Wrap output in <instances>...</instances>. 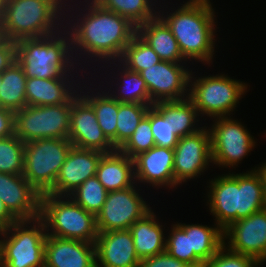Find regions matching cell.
Listing matches in <instances>:
<instances>
[{"instance_id":"obj_13","label":"cell","mask_w":266,"mask_h":267,"mask_svg":"<svg viewBox=\"0 0 266 267\" xmlns=\"http://www.w3.org/2000/svg\"><path fill=\"white\" fill-rule=\"evenodd\" d=\"M183 63L161 60L158 64L140 72L148 88L150 100L155 104L160 101L181 100L189 96V84L192 82V70L184 68ZM186 93V94H185Z\"/></svg>"},{"instance_id":"obj_15","label":"cell","mask_w":266,"mask_h":267,"mask_svg":"<svg viewBox=\"0 0 266 267\" xmlns=\"http://www.w3.org/2000/svg\"><path fill=\"white\" fill-rule=\"evenodd\" d=\"M83 90H79L80 94L78 93L71 103L68 139L74 147L80 149L112 153L116 149L100 128L92 106L82 97Z\"/></svg>"},{"instance_id":"obj_26","label":"cell","mask_w":266,"mask_h":267,"mask_svg":"<svg viewBox=\"0 0 266 267\" xmlns=\"http://www.w3.org/2000/svg\"><path fill=\"white\" fill-rule=\"evenodd\" d=\"M153 106L164 117H170V126L179 138L194 134L202 129V127L195 126V123L199 121L196 119L199 118L197 117L199 114L189 96L181 100L156 102Z\"/></svg>"},{"instance_id":"obj_29","label":"cell","mask_w":266,"mask_h":267,"mask_svg":"<svg viewBox=\"0 0 266 267\" xmlns=\"http://www.w3.org/2000/svg\"><path fill=\"white\" fill-rule=\"evenodd\" d=\"M106 63L107 64L110 63V67L111 64H115V67L118 66L119 68L118 70L121 69L120 74L118 73V76L119 75L121 76L119 77L120 79H118L120 83L117 80L118 84H116V86L119 85L118 87L120 89L118 88L115 91L113 90L112 93L111 92L109 93L114 99H116L120 103H140L146 105L154 104L150 100L145 80L141 77V74L139 72H135L128 69L122 63L120 64V61H118L117 63L118 65L115 63V61H110Z\"/></svg>"},{"instance_id":"obj_24","label":"cell","mask_w":266,"mask_h":267,"mask_svg":"<svg viewBox=\"0 0 266 267\" xmlns=\"http://www.w3.org/2000/svg\"><path fill=\"white\" fill-rule=\"evenodd\" d=\"M137 34L151 46L161 60L174 63L187 61L169 27L158 15L139 25Z\"/></svg>"},{"instance_id":"obj_16","label":"cell","mask_w":266,"mask_h":267,"mask_svg":"<svg viewBox=\"0 0 266 267\" xmlns=\"http://www.w3.org/2000/svg\"><path fill=\"white\" fill-rule=\"evenodd\" d=\"M224 245L233 252L266 261V208L231 223L223 230ZM225 239L230 240L225 243Z\"/></svg>"},{"instance_id":"obj_23","label":"cell","mask_w":266,"mask_h":267,"mask_svg":"<svg viewBox=\"0 0 266 267\" xmlns=\"http://www.w3.org/2000/svg\"><path fill=\"white\" fill-rule=\"evenodd\" d=\"M96 177L108 192L136 185L134 160L119 150L106 153L98 163Z\"/></svg>"},{"instance_id":"obj_14","label":"cell","mask_w":266,"mask_h":267,"mask_svg":"<svg viewBox=\"0 0 266 267\" xmlns=\"http://www.w3.org/2000/svg\"><path fill=\"white\" fill-rule=\"evenodd\" d=\"M175 187L201 175L209 162L212 163L211 137L209 128L181 137L174 147Z\"/></svg>"},{"instance_id":"obj_7","label":"cell","mask_w":266,"mask_h":267,"mask_svg":"<svg viewBox=\"0 0 266 267\" xmlns=\"http://www.w3.org/2000/svg\"><path fill=\"white\" fill-rule=\"evenodd\" d=\"M1 235L4 236L0 240L1 266L44 267V247L47 232L44 222L40 218L19 220L11 224L10 227L0 230Z\"/></svg>"},{"instance_id":"obj_5","label":"cell","mask_w":266,"mask_h":267,"mask_svg":"<svg viewBox=\"0 0 266 267\" xmlns=\"http://www.w3.org/2000/svg\"><path fill=\"white\" fill-rule=\"evenodd\" d=\"M66 27L65 25L62 28L64 31L48 36L26 38L15 42L16 61L27 78L52 79L70 76L71 80L74 78L71 74L75 69L74 64L81 65V63L73 61V54L70 53L71 36Z\"/></svg>"},{"instance_id":"obj_25","label":"cell","mask_w":266,"mask_h":267,"mask_svg":"<svg viewBox=\"0 0 266 267\" xmlns=\"http://www.w3.org/2000/svg\"><path fill=\"white\" fill-rule=\"evenodd\" d=\"M158 222V220L156 221V215L151 210L142 219L137 220L129 229L140 260L165 251L166 239L162 231L163 226Z\"/></svg>"},{"instance_id":"obj_31","label":"cell","mask_w":266,"mask_h":267,"mask_svg":"<svg viewBox=\"0 0 266 267\" xmlns=\"http://www.w3.org/2000/svg\"><path fill=\"white\" fill-rule=\"evenodd\" d=\"M100 7L127 18L133 25H139L155 18L158 14L153 0H93ZM153 2V3H152ZM155 6V9L154 7Z\"/></svg>"},{"instance_id":"obj_39","label":"cell","mask_w":266,"mask_h":267,"mask_svg":"<svg viewBox=\"0 0 266 267\" xmlns=\"http://www.w3.org/2000/svg\"><path fill=\"white\" fill-rule=\"evenodd\" d=\"M227 249V250H226ZM253 257L233 252L223 245L216 254L208 260L204 267H258Z\"/></svg>"},{"instance_id":"obj_19","label":"cell","mask_w":266,"mask_h":267,"mask_svg":"<svg viewBox=\"0 0 266 267\" xmlns=\"http://www.w3.org/2000/svg\"><path fill=\"white\" fill-rule=\"evenodd\" d=\"M44 267H96L95 243L47 235Z\"/></svg>"},{"instance_id":"obj_35","label":"cell","mask_w":266,"mask_h":267,"mask_svg":"<svg viewBox=\"0 0 266 267\" xmlns=\"http://www.w3.org/2000/svg\"><path fill=\"white\" fill-rule=\"evenodd\" d=\"M25 142L15 134L0 139V172L22 175L24 170Z\"/></svg>"},{"instance_id":"obj_17","label":"cell","mask_w":266,"mask_h":267,"mask_svg":"<svg viewBox=\"0 0 266 267\" xmlns=\"http://www.w3.org/2000/svg\"><path fill=\"white\" fill-rule=\"evenodd\" d=\"M41 197L23 175L0 172V199L18 221L40 218Z\"/></svg>"},{"instance_id":"obj_41","label":"cell","mask_w":266,"mask_h":267,"mask_svg":"<svg viewBox=\"0 0 266 267\" xmlns=\"http://www.w3.org/2000/svg\"><path fill=\"white\" fill-rule=\"evenodd\" d=\"M16 62V43L7 38L0 42V74Z\"/></svg>"},{"instance_id":"obj_28","label":"cell","mask_w":266,"mask_h":267,"mask_svg":"<svg viewBox=\"0 0 266 267\" xmlns=\"http://www.w3.org/2000/svg\"><path fill=\"white\" fill-rule=\"evenodd\" d=\"M0 107L13 112L27 106L25 85L27 77L16 61L0 74Z\"/></svg>"},{"instance_id":"obj_9","label":"cell","mask_w":266,"mask_h":267,"mask_svg":"<svg viewBox=\"0 0 266 267\" xmlns=\"http://www.w3.org/2000/svg\"><path fill=\"white\" fill-rule=\"evenodd\" d=\"M71 103L29 106L14 112V134L23 142L68 139Z\"/></svg>"},{"instance_id":"obj_11","label":"cell","mask_w":266,"mask_h":267,"mask_svg":"<svg viewBox=\"0 0 266 267\" xmlns=\"http://www.w3.org/2000/svg\"><path fill=\"white\" fill-rule=\"evenodd\" d=\"M209 129L212 163L223 167L237 164L254 148L255 140L245 127L231 117H219Z\"/></svg>"},{"instance_id":"obj_38","label":"cell","mask_w":266,"mask_h":267,"mask_svg":"<svg viewBox=\"0 0 266 267\" xmlns=\"http://www.w3.org/2000/svg\"><path fill=\"white\" fill-rule=\"evenodd\" d=\"M150 125L155 146L174 149L180 138L170 126V117H164L153 105L150 107Z\"/></svg>"},{"instance_id":"obj_1","label":"cell","mask_w":266,"mask_h":267,"mask_svg":"<svg viewBox=\"0 0 266 267\" xmlns=\"http://www.w3.org/2000/svg\"><path fill=\"white\" fill-rule=\"evenodd\" d=\"M85 2L87 4L83 5L85 6L83 9L88 12L86 11L85 14H82V12L79 15L76 14L74 16L76 19L74 20L77 22L70 23L73 22V19L69 23L65 22L68 25L72 24L66 30H68L71 36V53L73 56L76 54L74 61H80L79 59H82L81 54L83 56L85 54L89 58L91 57V60L92 57H95V61L101 59L105 63L112 59L115 62L119 61L125 47L137 33V27L127 18L100 7L93 0H85ZM78 51L81 54L76 53ZM78 54L79 59H76Z\"/></svg>"},{"instance_id":"obj_33","label":"cell","mask_w":266,"mask_h":267,"mask_svg":"<svg viewBox=\"0 0 266 267\" xmlns=\"http://www.w3.org/2000/svg\"><path fill=\"white\" fill-rule=\"evenodd\" d=\"M119 61L128 69L140 73L142 70L158 64L161 59L151 46L136 33L125 47Z\"/></svg>"},{"instance_id":"obj_27","label":"cell","mask_w":266,"mask_h":267,"mask_svg":"<svg viewBox=\"0 0 266 267\" xmlns=\"http://www.w3.org/2000/svg\"><path fill=\"white\" fill-rule=\"evenodd\" d=\"M177 224L189 235L190 252H194L204 264L224 245L223 230L216 224L214 228L200 224Z\"/></svg>"},{"instance_id":"obj_40","label":"cell","mask_w":266,"mask_h":267,"mask_svg":"<svg viewBox=\"0 0 266 267\" xmlns=\"http://www.w3.org/2000/svg\"><path fill=\"white\" fill-rule=\"evenodd\" d=\"M185 262L180 261L168 252L164 251L163 253L154 255L149 258H145L140 261L138 267H188Z\"/></svg>"},{"instance_id":"obj_10","label":"cell","mask_w":266,"mask_h":267,"mask_svg":"<svg viewBox=\"0 0 266 267\" xmlns=\"http://www.w3.org/2000/svg\"><path fill=\"white\" fill-rule=\"evenodd\" d=\"M246 89L245 83L223 74L194 79L188 94L198 114L215 119L230 116Z\"/></svg>"},{"instance_id":"obj_43","label":"cell","mask_w":266,"mask_h":267,"mask_svg":"<svg viewBox=\"0 0 266 267\" xmlns=\"http://www.w3.org/2000/svg\"><path fill=\"white\" fill-rule=\"evenodd\" d=\"M17 221L0 199V230L10 227L11 224Z\"/></svg>"},{"instance_id":"obj_20","label":"cell","mask_w":266,"mask_h":267,"mask_svg":"<svg viewBox=\"0 0 266 267\" xmlns=\"http://www.w3.org/2000/svg\"><path fill=\"white\" fill-rule=\"evenodd\" d=\"M95 248L96 267H138L141 261L129 229L99 232Z\"/></svg>"},{"instance_id":"obj_45","label":"cell","mask_w":266,"mask_h":267,"mask_svg":"<svg viewBox=\"0 0 266 267\" xmlns=\"http://www.w3.org/2000/svg\"><path fill=\"white\" fill-rule=\"evenodd\" d=\"M2 3H3V0H0V22L2 18Z\"/></svg>"},{"instance_id":"obj_18","label":"cell","mask_w":266,"mask_h":267,"mask_svg":"<svg viewBox=\"0 0 266 267\" xmlns=\"http://www.w3.org/2000/svg\"><path fill=\"white\" fill-rule=\"evenodd\" d=\"M105 153L72 146L56 178L51 195L69 196L88 178L96 176L98 163Z\"/></svg>"},{"instance_id":"obj_8","label":"cell","mask_w":266,"mask_h":267,"mask_svg":"<svg viewBox=\"0 0 266 267\" xmlns=\"http://www.w3.org/2000/svg\"><path fill=\"white\" fill-rule=\"evenodd\" d=\"M69 139H38L25 143L24 178L41 194L53 187L69 150Z\"/></svg>"},{"instance_id":"obj_32","label":"cell","mask_w":266,"mask_h":267,"mask_svg":"<svg viewBox=\"0 0 266 267\" xmlns=\"http://www.w3.org/2000/svg\"><path fill=\"white\" fill-rule=\"evenodd\" d=\"M151 106L140 103H120L118 101L116 150H119L132 136Z\"/></svg>"},{"instance_id":"obj_47","label":"cell","mask_w":266,"mask_h":267,"mask_svg":"<svg viewBox=\"0 0 266 267\" xmlns=\"http://www.w3.org/2000/svg\"><path fill=\"white\" fill-rule=\"evenodd\" d=\"M188 267H204V264H199V265H195V266H188Z\"/></svg>"},{"instance_id":"obj_2","label":"cell","mask_w":266,"mask_h":267,"mask_svg":"<svg viewBox=\"0 0 266 267\" xmlns=\"http://www.w3.org/2000/svg\"><path fill=\"white\" fill-rule=\"evenodd\" d=\"M209 183L207 203L222 230L266 208L265 180L259 168L243 174L222 175Z\"/></svg>"},{"instance_id":"obj_46","label":"cell","mask_w":266,"mask_h":267,"mask_svg":"<svg viewBox=\"0 0 266 267\" xmlns=\"http://www.w3.org/2000/svg\"><path fill=\"white\" fill-rule=\"evenodd\" d=\"M3 39H4V36H3L2 32H1V28H0V42H1Z\"/></svg>"},{"instance_id":"obj_4","label":"cell","mask_w":266,"mask_h":267,"mask_svg":"<svg viewBox=\"0 0 266 267\" xmlns=\"http://www.w3.org/2000/svg\"><path fill=\"white\" fill-rule=\"evenodd\" d=\"M65 1L68 0H3L0 28L4 38L17 42L61 31L67 17L64 9H72L65 7L70 6Z\"/></svg>"},{"instance_id":"obj_34","label":"cell","mask_w":266,"mask_h":267,"mask_svg":"<svg viewBox=\"0 0 266 267\" xmlns=\"http://www.w3.org/2000/svg\"><path fill=\"white\" fill-rule=\"evenodd\" d=\"M107 193L108 191L94 176L84 181L69 197L87 212L96 216L106 201Z\"/></svg>"},{"instance_id":"obj_44","label":"cell","mask_w":266,"mask_h":267,"mask_svg":"<svg viewBox=\"0 0 266 267\" xmlns=\"http://www.w3.org/2000/svg\"><path fill=\"white\" fill-rule=\"evenodd\" d=\"M258 168L261 170V172L263 174V177H264V180H265V190H266V162L263 163L261 165V167H258Z\"/></svg>"},{"instance_id":"obj_21","label":"cell","mask_w":266,"mask_h":267,"mask_svg":"<svg viewBox=\"0 0 266 267\" xmlns=\"http://www.w3.org/2000/svg\"><path fill=\"white\" fill-rule=\"evenodd\" d=\"M135 182L174 187V149L154 146L134 159Z\"/></svg>"},{"instance_id":"obj_36","label":"cell","mask_w":266,"mask_h":267,"mask_svg":"<svg viewBox=\"0 0 266 267\" xmlns=\"http://www.w3.org/2000/svg\"><path fill=\"white\" fill-rule=\"evenodd\" d=\"M155 146L154 137L150 125V108L146 116L136 127L132 136L119 149L121 153L134 159L137 155L148 151Z\"/></svg>"},{"instance_id":"obj_30","label":"cell","mask_w":266,"mask_h":267,"mask_svg":"<svg viewBox=\"0 0 266 267\" xmlns=\"http://www.w3.org/2000/svg\"><path fill=\"white\" fill-rule=\"evenodd\" d=\"M101 92H96L97 95L93 91L91 95L87 92L82 97L92 106L100 128L116 149L118 101L109 94V90Z\"/></svg>"},{"instance_id":"obj_12","label":"cell","mask_w":266,"mask_h":267,"mask_svg":"<svg viewBox=\"0 0 266 267\" xmlns=\"http://www.w3.org/2000/svg\"><path fill=\"white\" fill-rule=\"evenodd\" d=\"M136 187L110 191L101 211L96 215L99 232L112 230H128L137 221L151 211Z\"/></svg>"},{"instance_id":"obj_37","label":"cell","mask_w":266,"mask_h":267,"mask_svg":"<svg viewBox=\"0 0 266 267\" xmlns=\"http://www.w3.org/2000/svg\"><path fill=\"white\" fill-rule=\"evenodd\" d=\"M165 251L189 266L204 264L194 252H190L189 235H186L178 224L173 225L171 233L166 239Z\"/></svg>"},{"instance_id":"obj_6","label":"cell","mask_w":266,"mask_h":267,"mask_svg":"<svg viewBox=\"0 0 266 267\" xmlns=\"http://www.w3.org/2000/svg\"><path fill=\"white\" fill-rule=\"evenodd\" d=\"M40 219L49 236L89 243H95L98 236L96 216L76 204L69 196L43 194Z\"/></svg>"},{"instance_id":"obj_22","label":"cell","mask_w":266,"mask_h":267,"mask_svg":"<svg viewBox=\"0 0 266 267\" xmlns=\"http://www.w3.org/2000/svg\"><path fill=\"white\" fill-rule=\"evenodd\" d=\"M69 78L70 77L52 79L27 78L25 85L27 105L44 106L72 103V100L78 95L77 93H79L78 89L81 88V84L78 82L79 86H77L78 84L75 83L74 79L71 81ZM73 82L76 84V87L79 88L75 89Z\"/></svg>"},{"instance_id":"obj_3","label":"cell","mask_w":266,"mask_h":267,"mask_svg":"<svg viewBox=\"0 0 266 267\" xmlns=\"http://www.w3.org/2000/svg\"><path fill=\"white\" fill-rule=\"evenodd\" d=\"M181 5L183 6L173 13L168 15L167 12V16L158 11V16L169 27L186 60L193 59L210 64L215 44V14L211 2L189 0Z\"/></svg>"},{"instance_id":"obj_42","label":"cell","mask_w":266,"mask_h":267,"mask_svg":"<svg viewBox=\"0 0 266 267\" xmlns=\"http://www.w3.org/2000/svg\"><path fill=\"white\" fill-rule=\"evenodd\" d=\"M14 112L0 107V139L14 134Z\"/></svg>"}]
</instances>
